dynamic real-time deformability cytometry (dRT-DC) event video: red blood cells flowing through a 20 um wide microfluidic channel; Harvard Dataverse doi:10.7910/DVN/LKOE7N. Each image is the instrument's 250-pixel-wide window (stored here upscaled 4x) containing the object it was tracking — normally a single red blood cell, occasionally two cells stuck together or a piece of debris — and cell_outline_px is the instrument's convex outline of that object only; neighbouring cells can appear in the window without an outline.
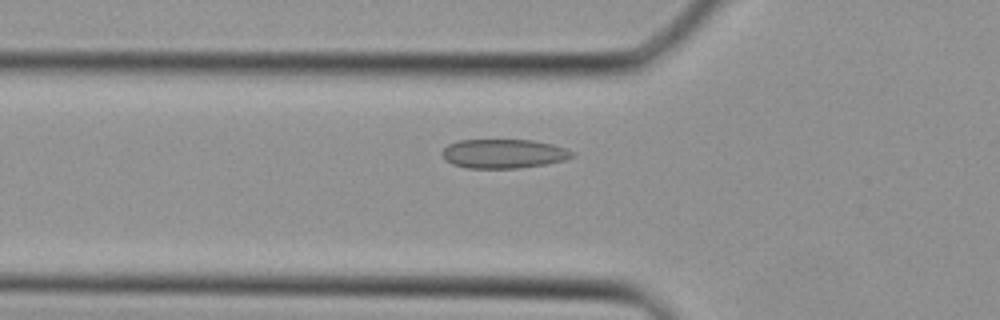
{"species": "Egyptian fruit bat (a non-hibernating species)", "species_latin": "Rousettus aegyptiacus", "temperature_condition": "cold", "stored_images_in_passage": 30, "camera_frame_rate_fps": 3000, "um_per_image_px": 0.085, "animal": {"sex": "female"}, "frame": {"image": 1, "passage_image": 6, "time_ms": 1.667, "image_size_px": [1000, 320], "cell_outline_px": [[576, 156], [564, 160], [544, 164], [520, 168], [468, 168], [452, 164], [444, 160], [440, 152], [448, 144], [460, 140], [532, 140], [552, 144], [576, 152]], "centroid_in_image_um": [42.79, 13.06], "position_along_channel_um": 83.0, "area_um2": 22.2}}
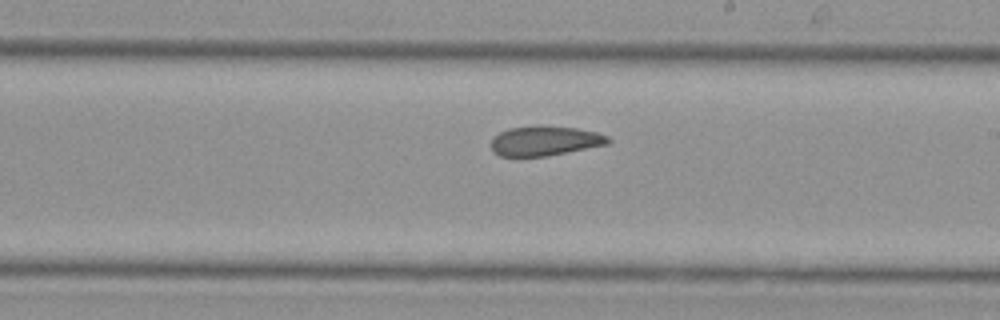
{"frame": {"image": 2, "passage_image": 15, "time_ms": 4.667, "image_size_px": [1000, 320], "cell_outline_px": [[612, 140], [608, 144], [544, 156], [500, 156], [492, 152], [492, 136], [508, 128], [536, 124], [540, 124], [576, 128], [596, 132], [608, 136]], "centroid_in_image_um": [46.28, 11.94], "position_along_channel_um": 242.7, "area_um2": 20.46}}
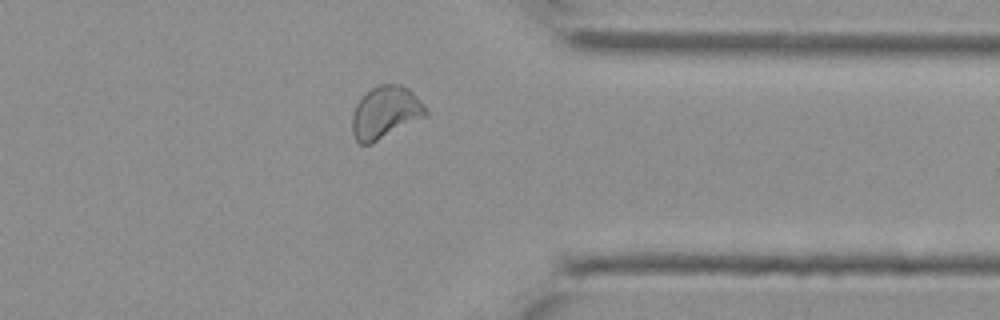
{"frame": {"image": 3, "passage_image": 23, "time_ms": 7.333, "image_size_px": [1000, 320], "cell_outline_px": [[428, 116], [372, 144], [360, 144], [356, 140], [352, 132], [352, 116], [356, 104], [372, 88], [380, 84], [400, 84], [408, 88], [416, 96], [428, 112]], "centroid_in_image_um": [32.77, 9.58], "position_along_channel_um": 378.6, "area_um2": 22.43}}